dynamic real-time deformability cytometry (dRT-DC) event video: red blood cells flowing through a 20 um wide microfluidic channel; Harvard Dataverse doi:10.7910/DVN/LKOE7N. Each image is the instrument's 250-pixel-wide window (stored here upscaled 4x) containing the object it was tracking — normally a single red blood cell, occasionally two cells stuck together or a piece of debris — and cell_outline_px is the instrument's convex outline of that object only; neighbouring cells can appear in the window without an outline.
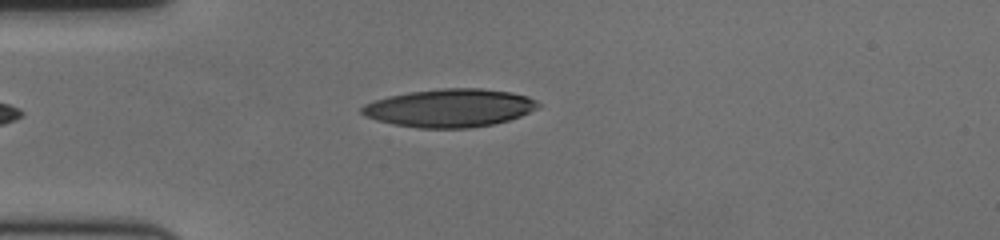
{"species": "human", "species_latin": "Homo sapiens", "temperature_condition": "cold", "stored_images_in_passage": 36, "camera_frame_rate_fps": 3000, "um_per_image_px": 0.085, "donor": {"sex": "female"}, "frame": {"image": 1, "passage_image": 1, "time_ms": 0.0, "image_size_px": [1000, 240], "cell_outline_px": [[540, 104], [536, 108], [520, 116], [508, 120], [492, 124], [468, 128], [416, 128], [392, 124], [376, 120], [364, 116], [360, 112], [360, 108], [364, 104], [372, 100], [388, 96], [408, 92], [440, 88], [480, 88], [512, 92], [528, 96], [536, 100]], "centroid_in_image_um": [38.17, 9.17], "position_along_channel_um": 46.8, "area_um2": 39.36}}
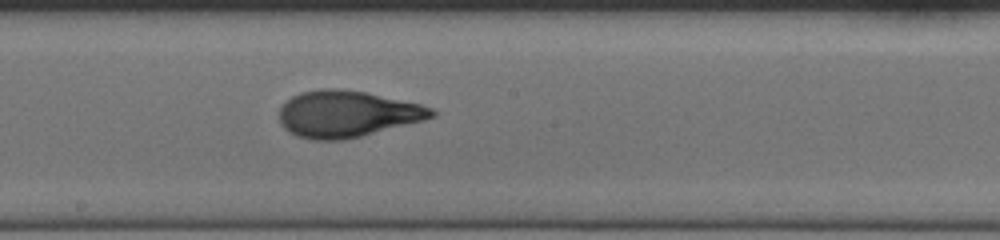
{"frame": {"image": 2, "passage_image": 17, "time_ms": 5.333, "image_size_px": [1000, 240], "cell_outline_px": [[436, 116], [424, 120], [344, 140], [312, 140], [296, 136], [288, 132], [280, 124], [280, 108], [292, 96], [300, 92], [320, 88], [340, 88], [364, 92], [420, 104], [432, 108], [436, 112]], "centroid_in_image_um": [29.47, 9.68], "position_along_channel_um": 218.7, "area_um2": 41.21}}
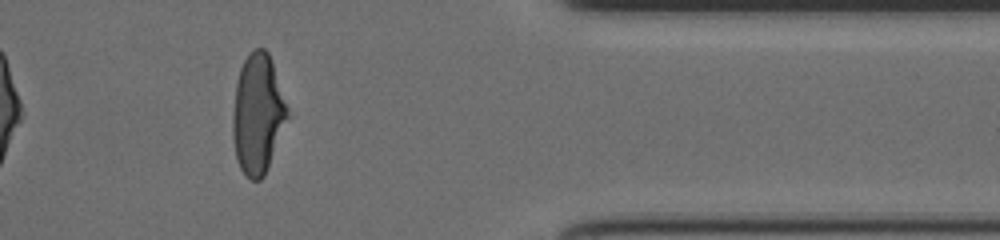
{"frame": {"image": 3, "passage_image": 33, "time_ms": 10.667, "image_size_px": [1000, 240], "cell_outline_px": [[292, 116], [264, 176], [260, 180], [252, 180], [240, 168], [236, 160], [232, 136], [232, 116], [236, 84], [240, 68], [248, 52], [256, 48], [264, 48], [268, 52]], "centroid_in_image_um": [21.94, 9.71], "position_along_channel_um": 389.5, "area_um2": 38.96}, "authors_computed_cell_mechanics": {"area_um2": 39.9398, "velocity_mm_per_s": 3.582, "shape_relaxation_time_tau1_ms": 4.3226, "shape_relaxation_time_tau2_ms": 1.2768, "deformation_change_tau1": 0.2268, "deformation_change_tau2": 0.0735}}